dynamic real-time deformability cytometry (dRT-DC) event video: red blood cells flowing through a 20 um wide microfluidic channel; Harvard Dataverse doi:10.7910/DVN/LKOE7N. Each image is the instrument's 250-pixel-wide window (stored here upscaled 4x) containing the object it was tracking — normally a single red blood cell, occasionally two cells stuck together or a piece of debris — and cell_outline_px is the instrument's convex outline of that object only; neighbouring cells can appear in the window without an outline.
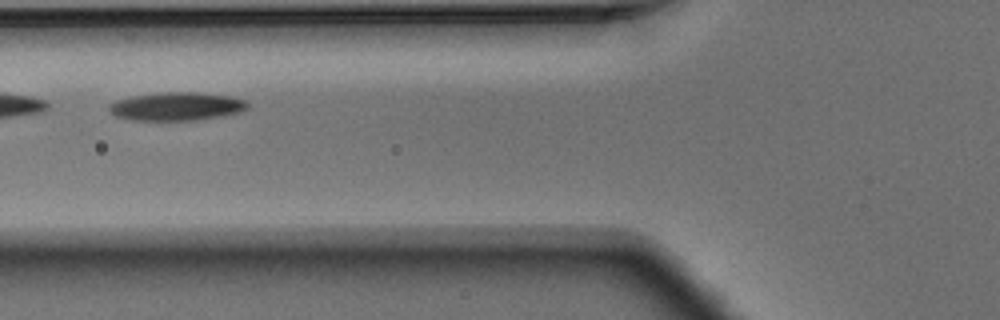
{"species": "Egyptian fruit bat (a non-hibernating species)", "species_latin": "Rousettus aegyptiacus", "temperature_condition": "warm", "stored_images_in_passage": 4, "segment_of_instrument_passage": [2, 2], "camera_frame_rate_fps": 3000, "um_per_image_px": 0.085, "animal": {"sex": "male"}, "frame": {"image": 1, "passage_image": 3, "time_ms": 0.667, "image_size_px": [1000, 320], "cell_outline_px": [[248, 108], [240, 112], [220, 116], [196, 120], [132, 120], [116, 116], [108, 108], [108, 104], [116, 100], [136, 96], [168, 92], [188, 92], [228, 96], [244, 100], [248, 104]], "centroid_in_image_um": [15.0, 9.05], "position_along_channel_um": 110.8, "area_um2": 22.37}}